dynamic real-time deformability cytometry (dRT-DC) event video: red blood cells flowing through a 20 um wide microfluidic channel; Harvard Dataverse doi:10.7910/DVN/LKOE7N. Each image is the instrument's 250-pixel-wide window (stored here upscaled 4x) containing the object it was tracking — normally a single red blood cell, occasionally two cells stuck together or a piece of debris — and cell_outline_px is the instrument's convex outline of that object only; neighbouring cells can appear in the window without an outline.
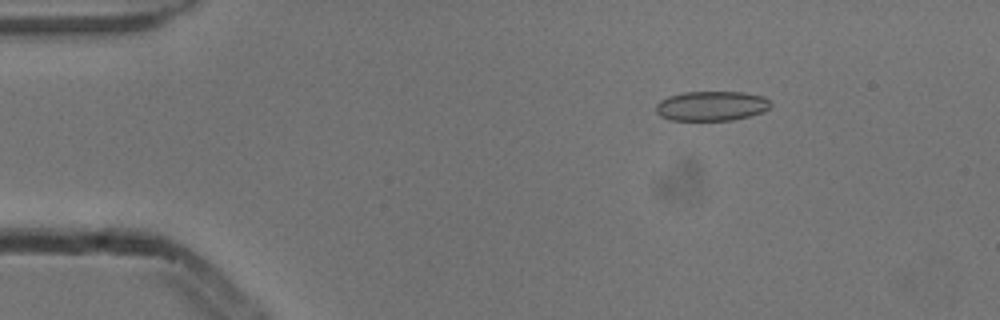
{"species": "common noctule bat (a hibernating species)", "species_latin": "Nyctalus noctula", "temperature_condition": "cold", "stored_images_in_passage": 3, "camera_frame_rate_fps": 3000, "um_per_image_px": 0.085, "animal": {"sex": "male", "body_mass_g": 13.3}, "frame": {"image": 1, "passage_image": 1, "time_ms": 0.0, "image_size_px": [1000, 320], "cell_outline_px": [[772, 104], [764, 112], [732, 120], [672, 120], [660, 116], [656, 112], [656, 104], [660, 100], [668, 96], [684, 92], [744, 92], [764, 96]], "centroid_in_image_um": [60.47, 9.0], "position_along_channel_um": 24.5, "area_um2": 19.88}}